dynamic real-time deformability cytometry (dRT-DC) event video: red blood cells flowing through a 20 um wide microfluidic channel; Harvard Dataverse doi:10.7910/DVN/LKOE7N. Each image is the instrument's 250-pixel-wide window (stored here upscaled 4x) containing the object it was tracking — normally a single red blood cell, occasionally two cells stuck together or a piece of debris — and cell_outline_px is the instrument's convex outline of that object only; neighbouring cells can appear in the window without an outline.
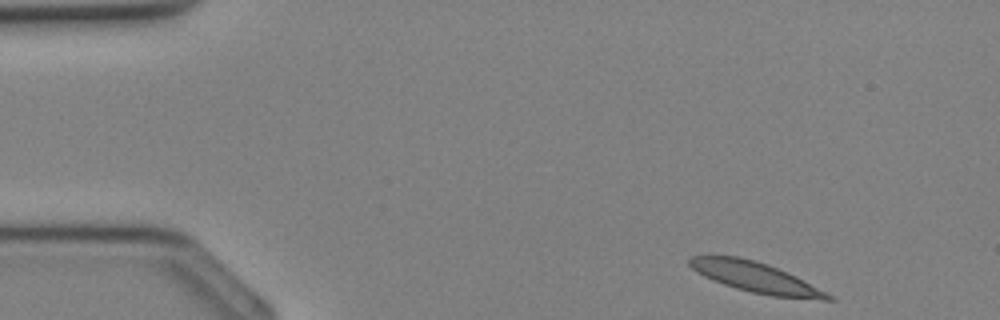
{"species": "Egyptian fruit bat (a non-hibernating species)", "species_latin": "Rousettus aegyptiacus", "temperature_condition": "cold", "stored_images_in_passage": 33, "camera_frame_rate_fps": 3000, "um_per_image_px": 0.085, "animal": {"sex": "female"}, "frame": {"image": 1, "passage_image": 1, "time_ms": 0.0, "image_size_px": [1000, 320], "cell_outline_px": [[836, 300], [824, 300], [772, 296], [752, 292], [736, 288], [724, 284], [704, 276], [696, 272], [688, 264], [688, 256], [740, 256], [756, 260], [768, 264], [788, 272], [828, 292]], "centroid_in_image_um": [64.25, 23.56], "position_along_channel_um": 20.7, "area_um2": 24.51}}
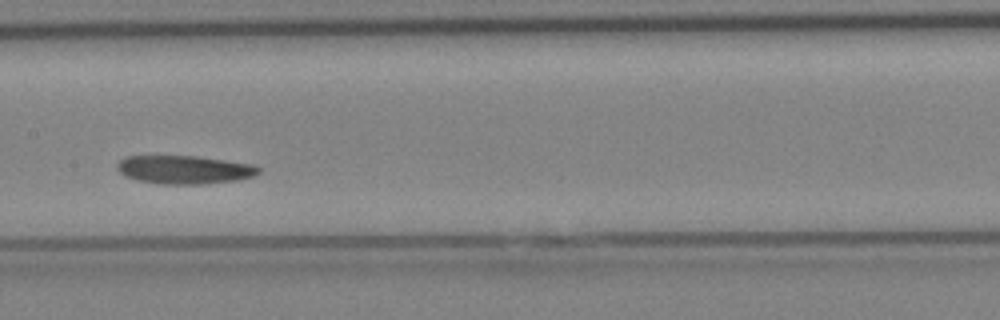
{"frame": {"image": 2, "passage_image": 15, "time_ms": 4.667, "image_size_px": [1000, 320], "cell_outline_px": [[260, 172], [252, 176], [236, 180], [204, 184], [160, 184], [140, 180], [124, 176], [116, 168], [116, 164], [124, 156], [196, 156], [256, 164], [260, 168]], "centroid_in_image_um": [15.67, 14.41], "position_along_channel_um": 191.7, "area_um2": 23.47}}
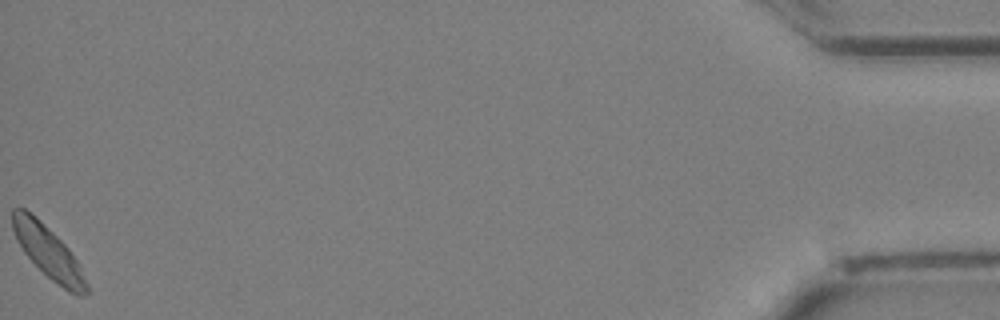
{"frame": {"image": 3, "passage_image": 33, "time_ms": 10.667, "image_size_px": [1000, 320], "cell_outline_px": [[88, 292], [84, 296], [80, 296], [68, 292], [52, 280], [24, 252], [16, 240], [12, 228], [12, 208], [24, 208], [36, 216], [68, 248], [80, 264], [88, 284]], "centroid_in_image_um": [4.12, 21.44], "position_along_channel_um": 431.1, "area_um2": 22.31}}